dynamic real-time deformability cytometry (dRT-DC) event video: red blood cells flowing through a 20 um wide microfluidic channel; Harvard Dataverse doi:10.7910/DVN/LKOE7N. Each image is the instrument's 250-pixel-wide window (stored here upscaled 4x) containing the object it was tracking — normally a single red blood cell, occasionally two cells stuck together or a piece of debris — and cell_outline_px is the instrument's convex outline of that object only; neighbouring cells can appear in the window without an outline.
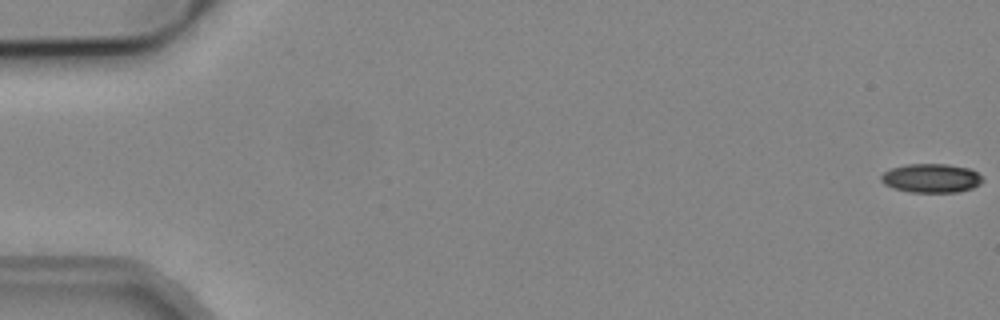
{"species": "common noctule bat (a hibernating species)", "species_latin": "Nyctalus noctula", "temperature_condition": "cold", "stored_images_in_passage": 11, "camera_frame_rate_fps": 3000, "um_per_image_px": 0.085, "animal": {"sex": "male", "body_mass_g": 19.2, "forearm_length_mm": 51.8}, "frame": {"image": 1, "passage_image": 1, "time_ms": 0.0, "image_size_px": [1000, 320], "cell_outline_px": [[984, 180], [980, 184], [972, 188], [956, 192], [908, 192], [892, 188], [884, 184], [880, 180], [880, 176], [884, 172], [892, 168], [908, 164], [948, 164], [968, 168], [976, 172]], "centroid_in_image_um": [79.13, 15.15], "position_along_channel_um": 5.9, "area_um2": 17.11}}